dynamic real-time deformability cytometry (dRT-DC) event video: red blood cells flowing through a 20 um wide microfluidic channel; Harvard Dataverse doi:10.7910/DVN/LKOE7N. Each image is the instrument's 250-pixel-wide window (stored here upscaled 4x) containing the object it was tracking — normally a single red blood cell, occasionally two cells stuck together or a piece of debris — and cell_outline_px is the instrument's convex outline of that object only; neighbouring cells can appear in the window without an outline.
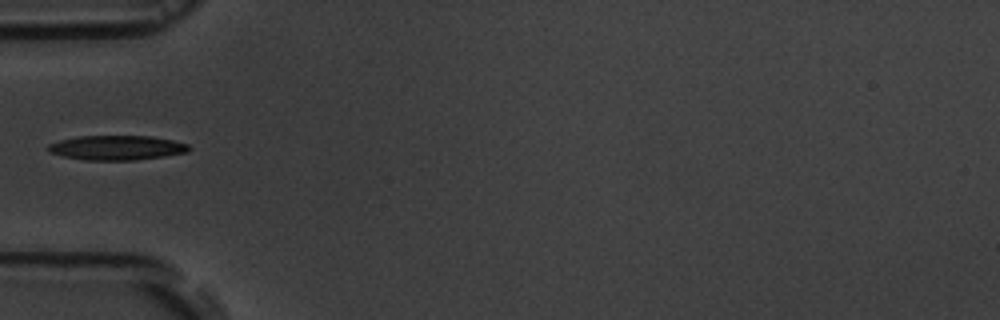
{"species": "common noctule bat (a hibernating species)", "species_latin": "Nyctalus noctula", "temperature_condition": "room temperature", "stored_images_in_passage": 5, "camera_frame_rate_fps": 3000, "um_per_image_px": 0.085, "animal": {"sex": "male", "body_mass_g": 19.5, "forearm_length_mm": 54.6}, "frame": {"image": 1, "passage_image": 5, "time_ms": 4.667, "image_size_px": [1000, 320], "cell_outline_px": [[192, 148], [188, 152], [164, 156], [136, 160], [84, 160], [64, 156], [52, 152], [48, 148], [48, 144], [60, 140], [80, 136], [152, 136], [172, 140], [188, 144]], "centroid_in_image_um": [9.98, 12.55], "position_along_channel_um": 75.0, "area_um2": 20.06}}